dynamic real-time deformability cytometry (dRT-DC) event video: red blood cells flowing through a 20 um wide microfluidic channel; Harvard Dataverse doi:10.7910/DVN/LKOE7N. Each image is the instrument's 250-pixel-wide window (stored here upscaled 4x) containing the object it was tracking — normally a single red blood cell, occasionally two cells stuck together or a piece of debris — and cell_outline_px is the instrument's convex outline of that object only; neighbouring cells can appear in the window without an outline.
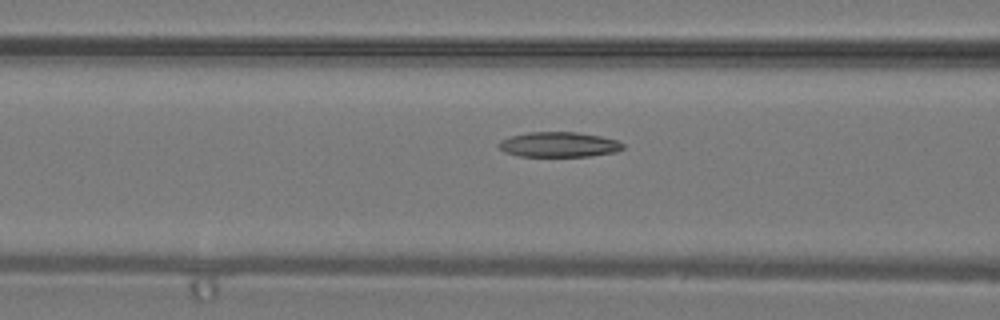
{"species": "common noctule bat (a hibernating species)", "species_latin": "Nyctalus noctula", "temperature_condition": "warm", "stored_images_in_passage": 6, "camera_frame_rate_fps": 3000, "um_per_image_px": 0.085, "animal": {"sex": "male", "body_mass_g": 19.2, "forearm_length_mm": 51.8}, "frame": {"image": 1, "passage_image": 5, "time_ms": 1.333, "image_size_px": [1000, 320], "cell_outline_px": [[624, 148], [616, 152], [588, 156], [520, 156], [504, 152], [496, 144], [500, 140], [512, 136], [528, 132], [576, 132], [600, 136], [616, 140], [624, 144]], "centroid_in_image_um": [47.49, 12.28], "position_along_channel_um": 119.1, "area_um2": 18.09}}